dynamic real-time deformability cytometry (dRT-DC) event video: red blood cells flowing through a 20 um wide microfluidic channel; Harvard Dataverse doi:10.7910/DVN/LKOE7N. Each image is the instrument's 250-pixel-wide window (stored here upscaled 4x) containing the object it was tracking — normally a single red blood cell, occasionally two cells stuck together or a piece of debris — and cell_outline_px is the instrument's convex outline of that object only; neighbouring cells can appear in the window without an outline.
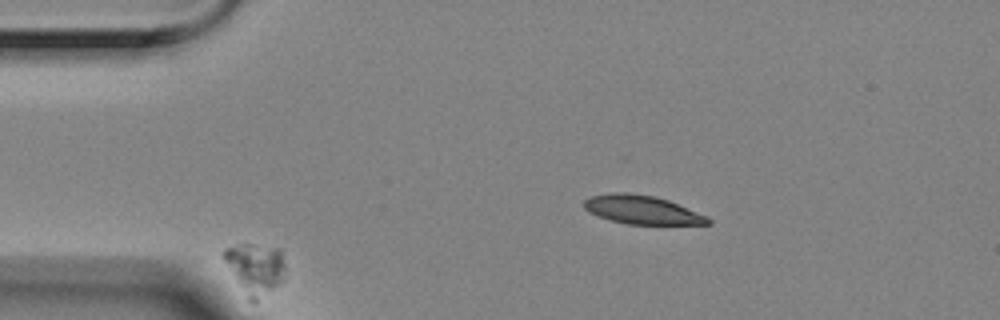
{"species": "Egyptian fruit bat (a non-hibernating species)", "species_latin": "Rousettus aegyptiacus", "temperature_condition": "room temperature", "stored_images_in_passage": 9, "camera_frame_rate_fps": 3000, "um_per_image_px": 0.085, "animal": {"sex": "female"}, "frame": {"image": 1, "passage_image": 1, "time_ms": 0.0, "image_size_px": [1000, 320], "cell_outline_px": [[284, 280], [280, 284], [256, 304], [252, 304], [248, 300], [220, 256], [224, 248], [236, 244], [252, 244], [280, 248], [284, 264]], "centroid_in_image_um": [21.67, 22.85], "position_along_channel_um": 63.3, "area_um2": 18.9}}